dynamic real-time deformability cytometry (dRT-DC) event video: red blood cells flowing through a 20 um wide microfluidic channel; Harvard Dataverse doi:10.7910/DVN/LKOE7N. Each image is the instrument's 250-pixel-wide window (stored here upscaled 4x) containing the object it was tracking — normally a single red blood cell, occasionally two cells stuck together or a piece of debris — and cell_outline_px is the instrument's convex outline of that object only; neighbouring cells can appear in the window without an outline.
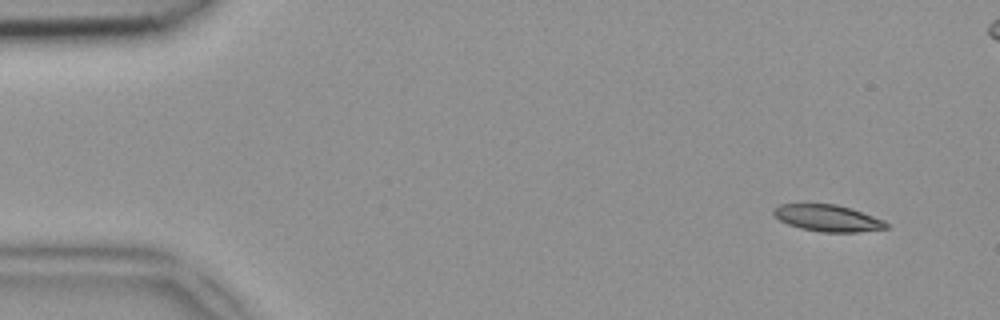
{"species": "common noctule bat (a hibernating species)", "species_latin": "Nyctalus noctula", "temperature_condition": "room temperature", "stored_images_in_passage": 47, "camera_frame_rate_fps": 3000, "um_per_image_px": 0.085, "animal": {"sex": "female", "body_mass_g": 18.4}, "frame": {"image": 1, "passage_image": 1, "time_ms": 0.0, "image_size_px": [1000, 320], "cell_outline_px": [[888, 228], [860, 232], [820, 232], [800, 228], [788, 224], [780, 220], [772, 212], [772, 208], [780, 204], [836, 204], [852, 208], [884, 220], [888, 224]], "centroid_in_image_um": [70.36, 18.54], "position_along_channel_um": 14.6, "area_um2": 17.57}}
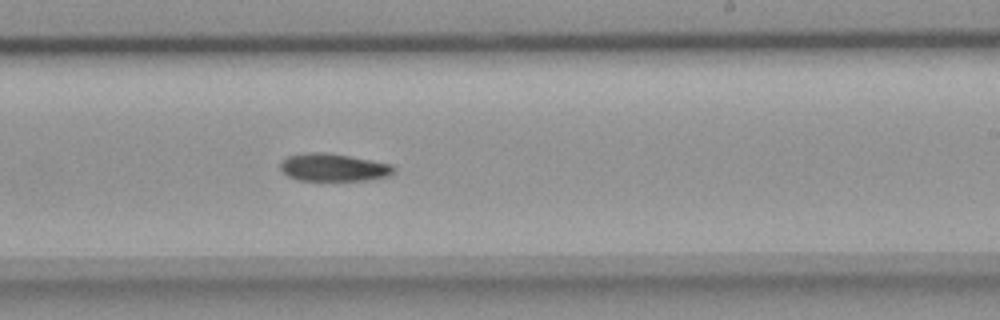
{"frame": {"image": 2, "passage_image": 27, "time_ms": 8.667, "image_size_px": [1000, 320], "cell_outline_px": [[396, 172], [388, 176], [368, 180], [296, 180], [288, 176], [280, 168], [280, 164], [288, 156], [308, 152], [324, 152], [372, 160], [392, 164], [396, 168]], "centroid_in_image_um": [28.38, 14.23], "position_along_channel_um": 260.6, "area_um2": 18.26}}
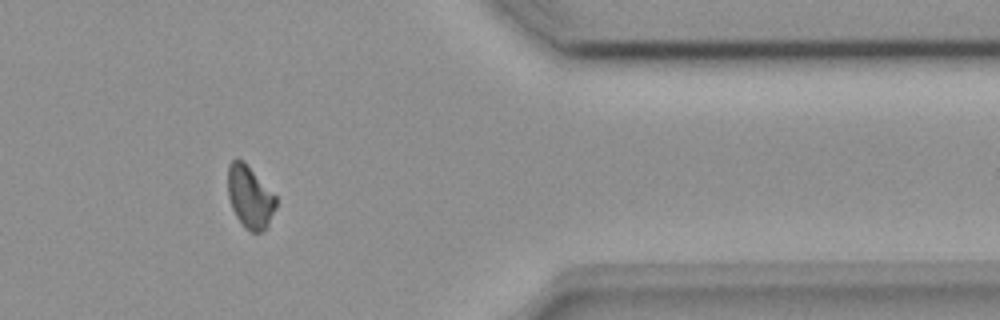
{"frame": {"image": 3, "passage_image": 38, "time_ms": 12.333, "image_size_px": [1000, 320], "cell_outline_px": [[276, 208], [268, 224], [260, 232], [252, 232], [244, 228], [236, 216], [232, 208], [228, 196], [228, 164], [232, 160], [244, 160], [276, 196]], "centroid_in_image_um": [21.23, 16.73], "position_along_channel_um": 390.2, "area_um2": 17.46}}